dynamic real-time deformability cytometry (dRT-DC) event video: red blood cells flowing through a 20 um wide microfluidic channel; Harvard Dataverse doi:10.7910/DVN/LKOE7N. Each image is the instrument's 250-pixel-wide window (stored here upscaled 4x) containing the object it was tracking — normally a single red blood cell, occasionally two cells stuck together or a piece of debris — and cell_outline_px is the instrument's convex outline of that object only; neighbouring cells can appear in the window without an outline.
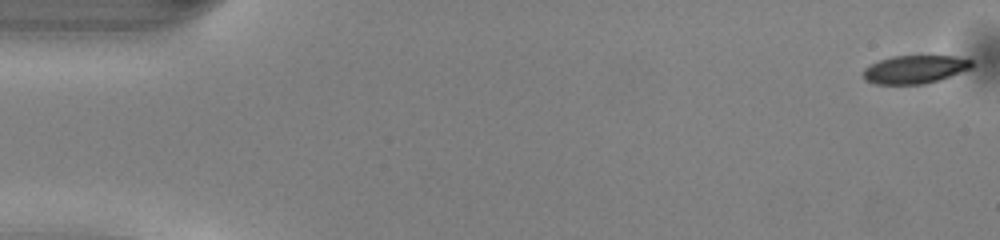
{"species": "common noctule bat (a hibernating species)", "species_latin": "Nyctalus noctula", "temperature_condition": "warm", "stored_images_in_passage": 50, "camera_frame_rate_fps": 3000, "um_per_image_px": 0.085, "animal": {"sex": "male", "body_mass_g": 13.0, "forearm_length_mm": 53.1}, "frame": {"image": 1, "passage_image": 1, "time_ms": 0.0, "image_size_px": [1000, 240], "cell_outline_px": [[972, 68], [940, 80], [924, 84], [872, 84], [864, 80], [864, 68], [880, 60], [892, 56], [956, 56], [972, 60]], "centroid_in_image_um": [77.77, 5.9], "position_along_channel_um": 7.2, "area_um2": 17.86}}
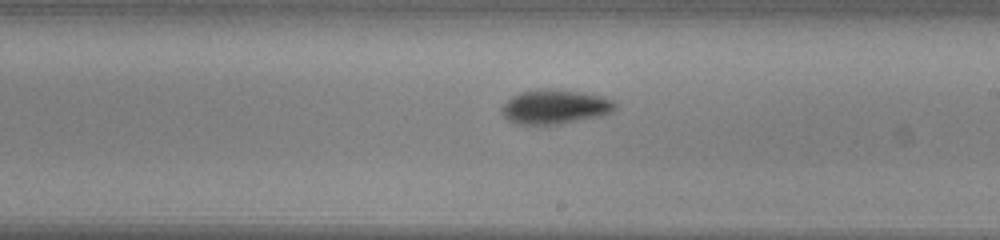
{"frame": {"image": 2, "passage_image": 29, "time_ms": 9.333, "image_size_px": [1000, 240], "cell_outline_px": [[616, 108], [612, 112], [604, 116], [560, 124], [516, 124], [508, 120], [504, 116], [500, 108], [512, 96], [520, 92], [544, 88], [580, 92], [604, 96], [612, 100], [616, 104]], "centroid_in_image_um": [47.2, 9.08], "position_along_channel_um": 241.8, "area_um2": 22.83}}
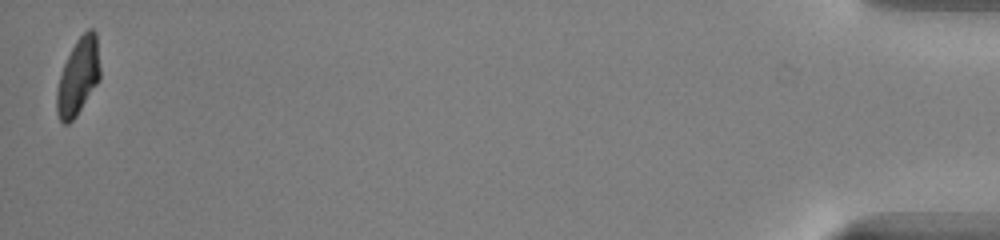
{"frame": {"image": 3, "passage_image": 50, "time_ms": 16.333, "image_size_px": [1000, 240], "cell_outline_px": [[100, 80], [76, 116], [68, 124], [64, 124], [60, 120], [56, 112], [56, 92], [60, 76], [64, 64], [76, 40], [88, 28], [92, 28], [96, 32], [100, 68]], "centroid_in_image_um": [6.65, 6.52], "position_along_channel_um": 428.5, "area_um2": 19.36}, "authors_computed_cell_mechanics": {"area_um2": 20.4901, "velocity_mm_per_s": 4.0807, "shape_relaxation_time_tau1_ms": 2.0396, "shape_relaxation_time_tau2_ms": 6.3473, "deformation_change_tau1": 0.1547, "deformation_change_tau2": 0.1216}}